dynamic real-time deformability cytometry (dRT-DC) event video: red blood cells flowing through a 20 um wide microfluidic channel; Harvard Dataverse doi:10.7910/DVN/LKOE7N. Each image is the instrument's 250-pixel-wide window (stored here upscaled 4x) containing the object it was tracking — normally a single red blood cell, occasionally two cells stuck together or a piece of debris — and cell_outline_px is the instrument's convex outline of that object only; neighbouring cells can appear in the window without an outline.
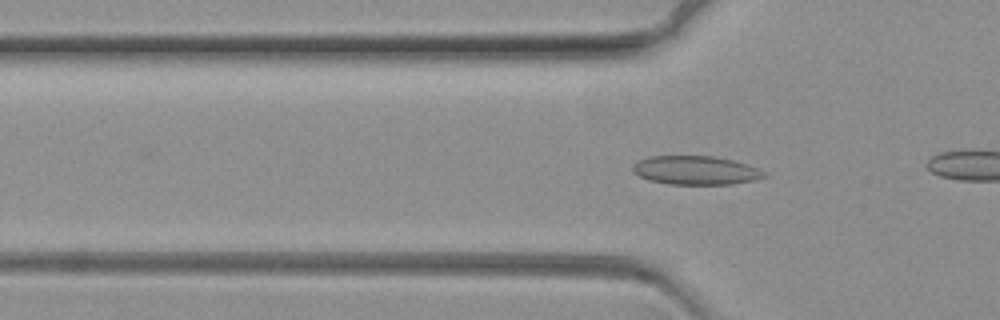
{"species": "common noctule bat (a hibernating species)", "species_latin": "Nyctalus noctula", "temperature_condition": "warm", "stored_images_in_passage": 45, "camera_frame_rate_fps": 3000, "um_per_image_px": 0.085, "animal": {"sex": "female", "body_mass_g": 19.3, "forearm_length_mm": 54.1}, "frame": {"image": 1, "passage_image": 13, "time_ms": 4.0, "image_size_px": [1000, 320], "cell_outline_px": [[768, 176], [756, 180], [732, 184], [668, 184], [648, 180], [632, 172], [632, 164], [636, 160], [648, 156], [716, 156], [748, 164], [764, 172]], "centroid_in_image_um": [59.1, 14.47], "position_along_channel_um": 66.7, "area_um2": 22.25}}
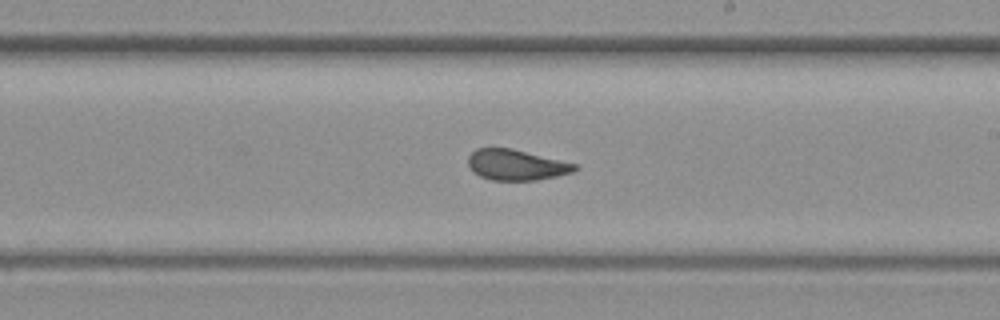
{"frame": {"image": 2, "passage_image": 31, "time_ms": 10.0, "image_size_px": [1000, 320], "cell_outline_px": [[580, 168], [572, 172], [556, 176], [536, 180], [492, 180], [480, 176], [472, 172], [468, 164], [468, 156], [476, 148], [512, 148], [580, 164]], "centroid_in_image_um": [43.91, 14.01], "position_along_channel_um": 245.1, "area_um2": 19.31}}
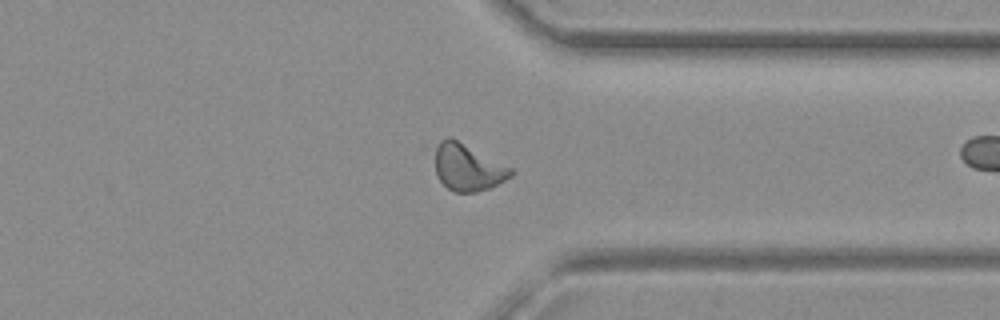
{"frame": {"image": 3, "passage_image": 44, "time_ms": 14.333, "image_size_px": [1000, 320], "cell_outline_px": [[516, 172], [512, 176], [488, 188], [476, 192], [456, 192], [448, 188], [440, 180], [436, 172], [436, 148], [440, 140], [448, 136], [452, 136], [512, 168]], "centroid_in_image_um": [39.77, 14.2], "position_along_channel_um": 371.6, "area_um2": 20.63}}